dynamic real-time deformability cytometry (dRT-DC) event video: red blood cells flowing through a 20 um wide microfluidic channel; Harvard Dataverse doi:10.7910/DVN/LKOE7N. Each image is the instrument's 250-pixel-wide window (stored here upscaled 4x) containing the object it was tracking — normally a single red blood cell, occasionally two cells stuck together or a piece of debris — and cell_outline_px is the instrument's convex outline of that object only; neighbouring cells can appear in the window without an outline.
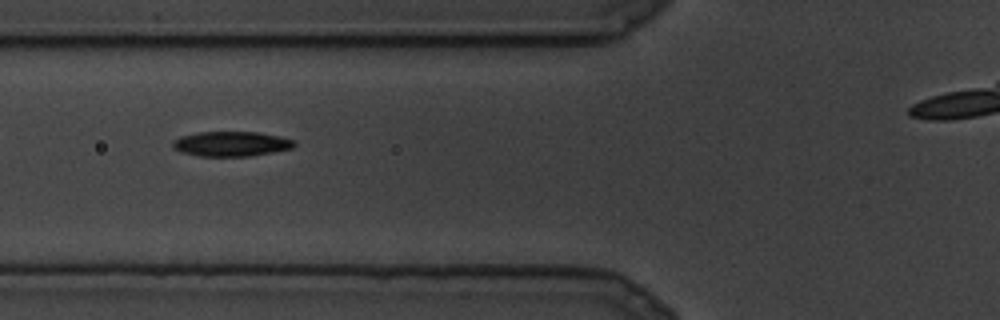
{"species": "common noctule bat (a hibernating species)", "species_latin": "Nyctalus noctula", "temperature_condition": "cold", "stored_images_in_passage": 19, "camera_frame_rate_fps": 3000, "um_per_image_px": 0.085, "animal": {"sex": "male", "body_mass_g": 19.5, "forearm_length_mm": 54.6}, "frame": {"image": 1, "passage_image": 5, "time_ms": 1.333, "image_size_px": [1000, 320], "cell_outline_px": [[296, 144], [292, 148], [272, 152], [248, 156], [200, 156], [180, 152], [172, 148], [172, 140], [180, 136], [196, 132], [256, 132], [280, 136], [296, 140]], "centroid_in_image_um": [19.62, 12.22], "position_along_channel_um": 106.2, "area_um2": 17.74}}
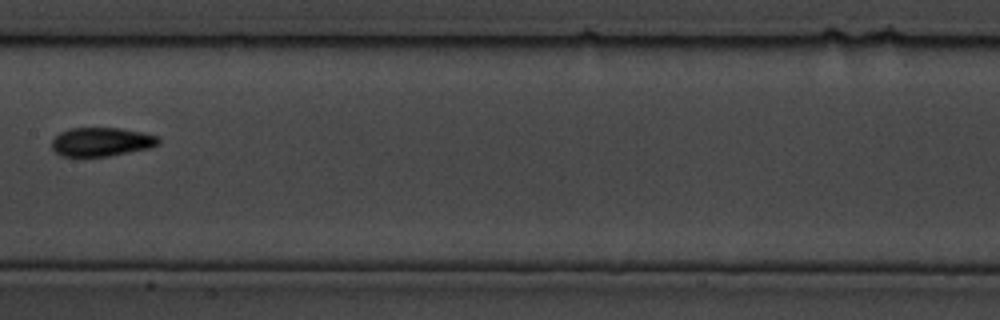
{"frame": {"image": 2, "passage_image": 9, "time_ms": 2.667, "image_size_px": [1000, 320], "cell_outline_px": [[160, 144], [148, 148], [108, 156], [60, 156], [52, 148], [52, 140], [60, 132], [68, 128], [120, 128], [144, 132], [160, 136]], "centroid_in_image_um": [8.64, 12.04], "position_along_channel_um": 198.8, "area_um2": 17.98}}
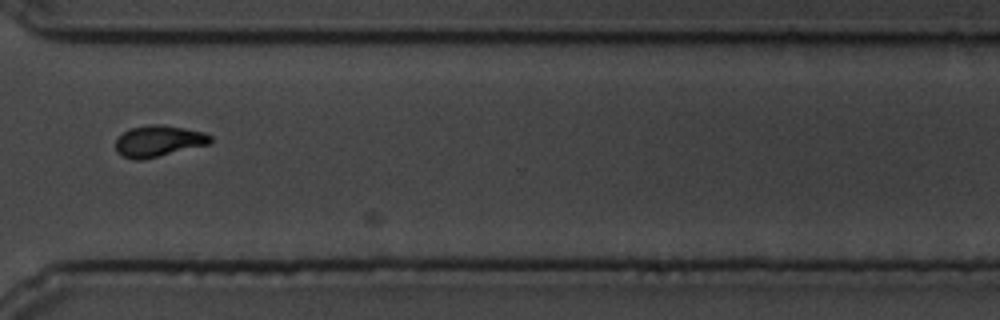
{"frame": {"image": 3, "passage_image": 15, "time_ms": 4.667, "image_size_px": [1000, 320], "cell_outline_px": [[212, 140], [208, 144], [144, 160], [132, 160], [116, 152], [116, 140], [124, 132], [132, 128], [152, 124], [160, 124], [184, 128], [204, 132], [212, 136]], "centroid_in_image_um": [13.47, 12.0], "position_along_channel_um": 357.1, "area_um2": 17.17}}